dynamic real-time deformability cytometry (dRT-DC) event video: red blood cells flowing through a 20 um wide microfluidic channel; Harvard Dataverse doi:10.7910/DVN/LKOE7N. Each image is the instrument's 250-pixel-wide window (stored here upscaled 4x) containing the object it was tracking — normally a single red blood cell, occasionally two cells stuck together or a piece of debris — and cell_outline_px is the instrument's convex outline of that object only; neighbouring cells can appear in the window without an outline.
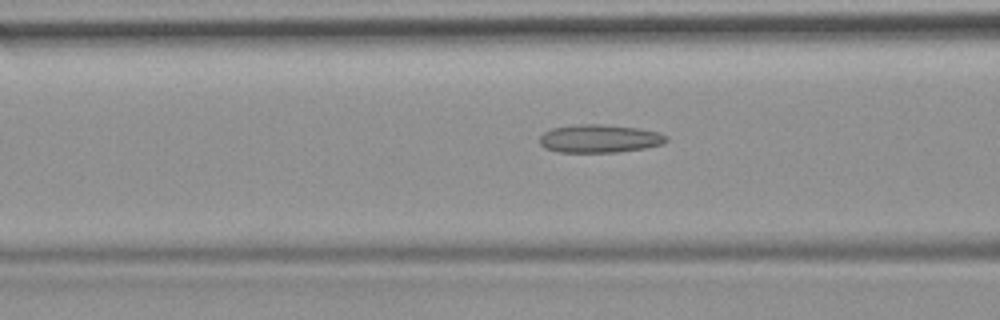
{"species": "common noctule bat (a hibernating species)", "species_latin": "Nyctalus noctula", "temperature_condition": "room temperature", "stored_images_in_passage": 53, "camera_frame_rate_fps": 3000, "um_per_image_px": 0.085, "animal": {"sex": "female", "body_mass_g": 19.9}, "frame": {"image": 1, "passage_image": 21, "time_ms": 6.667, "image_size_px": [1000, 320], "cell_outline_px": [[668, 140], [660, 144], [644, 148], [616, 152], [560, 152], [544, 148], [540, 144], [540, 136], [544, 132], [552, 128], [580, 124], [600, 124], [636, 128], [656, 132], [668, 136]], "centroid_in_image_um": [50.92, 11.78], "position_along_channel_um": 115.7, "area_um2": 20.52}}
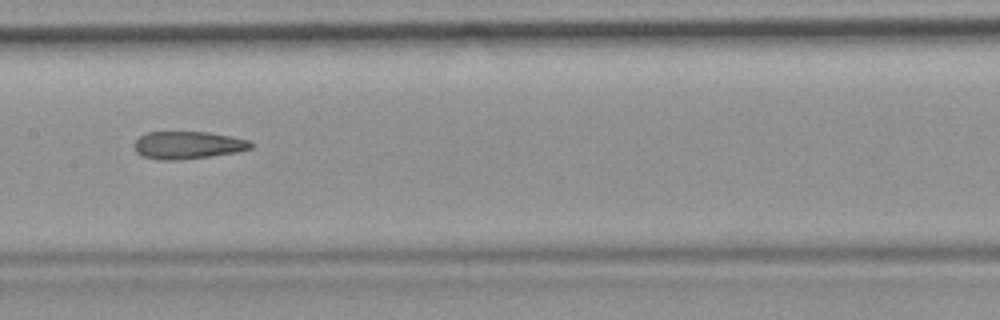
{"frame": {"image": 2, "passage_image": 27, "time_ms": 8.667, "image_size_px": [1000, 320], "cell_outline_px": [[252, 148], [236, 152], [180, 160], [156, 160], [144, 156], [136, 152], [132, 144], [140, 136], [148, 132], [208, 132], [232, 136], [248, 140], [252, 144]], "centroid_in_image_um": [15.93, 12.33], "position_along_channel_um": 191.5, "area_um2": 18.73}}
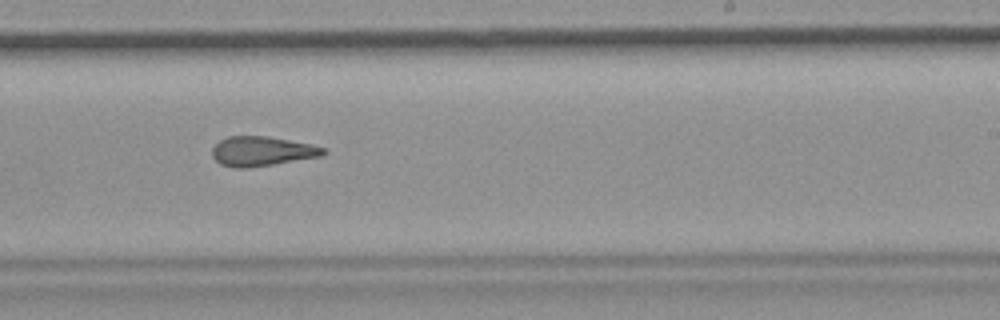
{"frame": {"image": 3, "passage_image": 33, "time_ms": 10.667, "image_size_px": [1000, 320], "cell_outline_px": [[328, 152], [324, 156], [248, 168], [232, 168], [220, 164], [212, 156], [212, 148], [220, 140], [228, 136], [268, 136], [312, 144], [324, 148]], "centroid_in_image_um": [22.28, 12.86], "position_along_channel_um": 266.7, "area_um2": 19.36}, "authors_computed_cell_mechanics": {"area_um2": 20.3456, "velocity_mm_per_s": 3.7878, "shape_relaxation_time_tau1_ms": null, "shape_relaxation_time_tau2_ms": 3.3641, "deformation_change_tau1": null, "deformation_change_tau2": 0.1384}}